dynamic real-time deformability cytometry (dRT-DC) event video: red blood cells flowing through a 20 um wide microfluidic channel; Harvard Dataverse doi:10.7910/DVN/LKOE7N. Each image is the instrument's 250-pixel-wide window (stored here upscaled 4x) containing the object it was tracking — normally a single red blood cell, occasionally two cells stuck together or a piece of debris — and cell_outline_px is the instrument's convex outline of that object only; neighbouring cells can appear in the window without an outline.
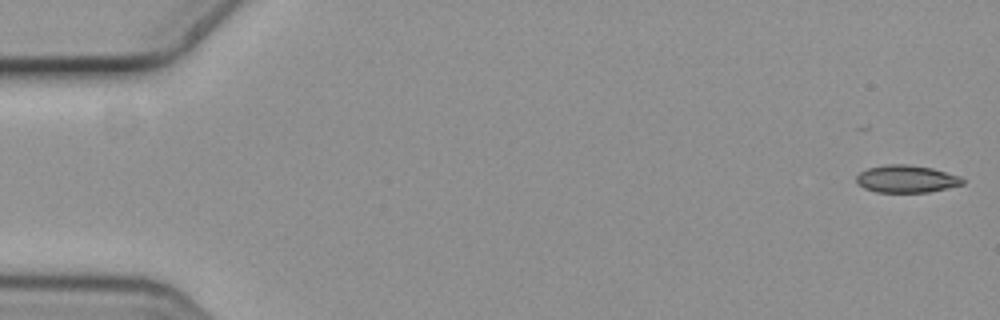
{"species": "common noctule bat (a hibernating species)", "species_latin": "Nyctalus noctula", "temperature_condition": "cold", "stored_images_in_passage": 6, "camera_frame_rate_fps": 3000, "um_per_image_px": 0.085, "animal": {"sex": "female", "body_mass_g": 19.3, "forearm_length_mm": 54.1}, "frame": {"image": 1, "passage_image": 1, "time_ms": 0.0, "image_size_px": [1000, 320], "cell_outline_px": [[964, 184], [928, 192], [876, 192], [864, 188], [856, 180], [856, 176], [860, 172], [868, 168], [888, 164], [908, 164], [932, 168], [960, 176], [964, 180]], "centroid_in_image_um": [77.05, 15.2], "position_along_channel_um": 8.0, "area_um2": 16.88}}
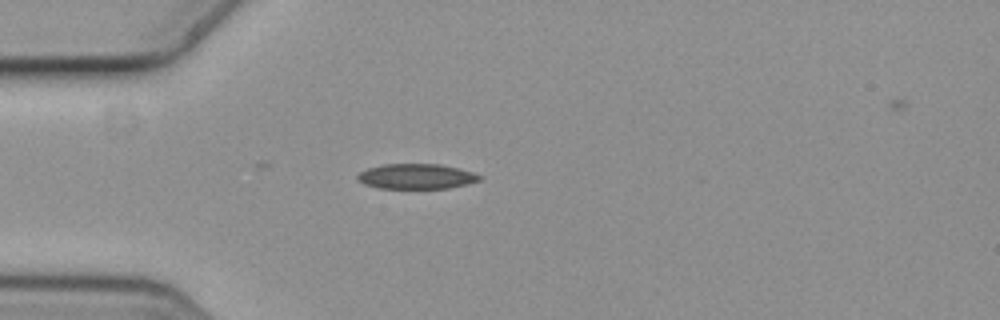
{"frame": {"image": 2, "passage_image": 5, "time_ms": 1.333, "image_size_px": [1000, 320], "cell_outline_px": [[480, 180], [468, 184], [448, 188], [380, 188], [364, 184], [356, 180], [356, 176], [360, 172], [368, 168], [384, 164], [440, 164], [460, 168], [472, 172], [480, 176]], "centroid_in_image_um": [35.37, 14.99], "position_along_channel_um": 49.6, "area_um2": 17.86}}